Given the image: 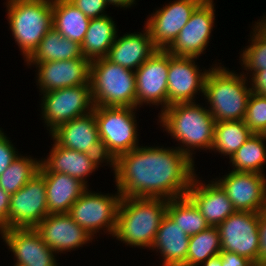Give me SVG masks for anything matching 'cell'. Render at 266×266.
Wrapping results in <instances>:
<instances>
[{
    "mask_svg": "<svg viewBox=\"0 0 266 266\" xmlns=\"http://www.w3.org/2000/svg\"><path fill=\"white\" fill-rule=\"evenodd\" d=\"M138 146L110 165L122 197H184L196 174L195 163L176 147Z\"/></svg>",
    "mask_w": 266,
    "mask_h": 266,
    "instance_id": "cell-1",
    "label": "cell"
},
{
    "mask_svg": "<svg viewBox=\"0 0 266 266\" xmlns=\"http://www.w3.org/2000/svg\"><path fill=\"white\" fill-rule=\"evenodd\" d=\"M198 102L175 103L158 114V123L162 126L192 162L197 150L212 149L214 142L215 119L207 106ZM196 150V151H194Z\"/></svg>",
    "mask_w": 266,
    "mask_h": 266,
    "instance_id": "cell-2",
    "label": "cell"
},
{
    "mask_svg": "<svg viewBox=\"0 0 266 266\" xmlns=\"http://www.w3.org/2000/svg\"><path fill=\"white\" fill-rule=\"evenodd\" d=\"M164 198L122 197L113 239L133 248H151L166 215Z\"/></svg>",
    "mask_w": 266,
    "mask_h": 266,
    "instance_id": "cell-3",
    "label": "cell"
},
{
    "mask_svg": "<svg viewBox=\"0 0 266 266\" xmlns=\"http://www.w3.org/2000/svg\"><path fill=\"white\" fill-rule=\"evenodd\" d=\"M249 84L242 72L229 70L222 64L210 69L205 79L203 96L215 123L244 120L252 93Z\"/></svg>",
    "mask_w": 266,
    "mask_h": 266,
    "instance_id": "cell-4",
    "label": "cell"
},
{
    "mask_svg": "<svg viewBox=\"0 0 266 266\" xmlns=\"http://www.w3.org/2000/svg\"><path fill=\"white\" fill-rule=\"evenodd\" d=\"M9 30L24 61L53 27V0H6Z\"/></svg>",
    "mask_w": 266,
    "mask_h": 266,
    "instance_id": "cell-5",
    "label": "cell"
},
{
    "mask_svg": "<svg viewBox=\"0 0 266 266\" xmlns=\"http://www.w3.org/2000/svg\"><path fill=\"white\" fill-rule=\"evenodd\" d=\"M90 87L94 106L136 108L135 71L109 61H91Z\"/></svg>",
    "mask_w": 266,
    "mask_h": 266,
    "instance_id": "cell-6",
    "label": "cell"
},
{
    "mask_svg": "<svg viewBox=\"0 0 266 266\" xmlns=\"http://www.w3.org/2000/svg\"><path fill=\"white\" fill-rule=\"evenodd\" d=\"M137 109L94 106L101 147L110 163L118 156L140 146L135 114Z\"/></svg>",
    "mask_w": 266,
    "mask_h": 266,
    "instance_id": "cell-7",
    "label": "cell"
},
{
    "mask_svg": "<svg viewBox=\"0 0 266 266\" xmlns=\"http://www.w3.org/2000/svg\"><path fill=\"white\" fill-rule=\"evenodd\" d=\"M89 189L76 200L68 214L93 238L98 235L97 233H102L101 230L113 237L122 194L118 190L113 195Z\"/></svg>",
    "mask_w": 266,
    "mask_h": 266,
    "instance_id": "cell-8",
    "label": "cell"
},
{
    "mask_svg": "<svg viewBox=\"0 0 266 266\" xmlns=\"http://www.w3.org/2000/svg\"><path fill=\"white\" fill-rule=\"evenodd\" d=\"M41 120L49 134L58 126L74 118L84 116L94 109L90 85H78L42 92Z\"/></svg>",
    "mask_w": 266,
    "mask_h": 266,
    "instance_id": "cell-9",
    "label": "cell"
},
{
    "mask_svg": "<svg viewBox=\"0 0 266 266\" xmlns=\"http://www.w3.org/2000/svg\"><path fill=\"white\" fill-rule=\"evenodd\" d=\"M221 250L239 254L258 266L259 213L235 211L218 226Z\"/></svg>",
    "mask_w": 266,
    "mask_h": 266,
    "instance_id": "cell-10",
    "label": "cell"
},
{
    "mask_svg": "<svg viewBox=\"0 0 266 266\" xmlns=\"http://www.w3.org/2000/svg\"><path fill=\"white\" fill-rule=\"evenodd\" d=\"M169 53L156 51L136 71V108L142 105L161 106L160 112L168 107Z\"/></svg>",
    "mask_w": 266,
    "mask_h": 266,
    "instance_id": "cell-11",
    "label": "cell"
},
{
    "mask_svg": "<svg viewBox=\"0 0 266 266\" xmlns=\"http://www.w3.org/2000/svg\"><path fill=\"white\" fill-rule=\"evenodd\" d=\"M213 0H204L192 13L166 51L174 56L196 57L205 54L215 25Z\"/></svg>",
    "mask_w": 266,
    "mask_h": 266,
    "instance_id": "cell-12",
    "label": "cell"
},
{
    "mask_svg": "<svg viewBox=\"0 0 266 266\" xmlns=\"http://www.w3.org/2000/svg\"><path fill=\"white\" fill-rule=\"evenodd\" d=\"M48 214L45 180L37 173L10 195L8 229L35 228Z\"/></svg>",
    "mask_w": 266,
    "mask_h": 266,
    "instance_id": "cell-13",
    "label": "cell"
},
{
    "mask_svg": "<svg viewBox=\"0 0 266 266\" xmlns=\"http://www.w3.org/2000/svg\"><path fill=\"white\" fill-rule=\"evenodd\" d=\"M198 58L174 56L169 54L168 69V106L175 103L195 102L196 95H204V85L207 73L213 66L222 64H212L210 68L199 69L196 65ZM199 91V92H198ZM199 93V94H198Z\"/></svg>",
    "mask_w": 266,
    "mask_h": 266,
    "instance_id": "cell-14",
    "label": "cell"
},
{
    "mask_svg": "<svg viewBox=\"0 0 266 266\" xmlns=\"http://www.w3.org/2000/svg\"><path fill=\"white\" fill-rule=\"evenodd\" d=\"M204 0H173L164 7L153 10L144 21L158 50H166L182 28L187 24L192 13Z\"/></svg>",
    "mask_w": 266,
    "mask_h": 266,
    "instance_id": "cell-15",
    "label": "cell"
},
{
    "mask_svg": "<svg viewBox=\"0 0 266 266\" xmlns=\"http://www.w3.org/2000/svg\"><path fill=\"white\" fill-rule=\"evenodd\" d=\"M215 180L226 191L236 211L266 210V175L231 170Z\"/></svg>",
    "mask_w": 266,
    "mask_h": 266,
    "instance_id": "cell-16",
    "label": "cell"
},
{
    "mask_svg": "<svg viewBox=\"0 0 266 266\" xmlns=\"http://www.w3.org/2000/svg\"><path fill=\"white\" fill-rule=\"evenodd\" d=\"M25 64L35 65L38 70L35 79L40 93L90 85L91 60L88 58Z\"/></svg>",
    "mask_w": 266,
    "mask_h": 266,
    "instance_id": "cell-17",
    "label": "cell"
},
{
    "mask_svg": "<svg viewBox=\"0 0 266 266\" xmlns=\"http://www.w3.org/2000/svg\"><path fill=\"white\" fill-rule=\"evenodd\" d=\"M0 235L13 253L14 265L59 266L57 254L44 243L34 228L6 229Z\"/></svg>",
    "mask_w": 266,
    "mask_h": 266,
    "instance_id": "cell-18",
    "label": "cell"
},
{
    "mask_svg": "<svg viewBox=\"0 0 266 266\" xmlns=\"http://www.w3.org/2000/svg\"><path fill=\"white\" fill-rule=\"evenodd\" d=\"M34 229L44 243L60 255L83 247L95 239L68 213L48 214Z\"/></svg>",
    "mask_w": 266,
    "mask_h": 266,
    "instance_id": "cell-19",
    "label": "cell"
},
{
    "mask_svg": "<svg viewBox=\"0 0 266 266\" xmlns=\"http://www.w3.org/2000/svg\"><path fill=\"white\" fill-rule=\"evenodd\" d=\"M49 136L59 146L98 156L108 166L101 147L94 111L61 124Z\"/></svg>",
    "mask_w": 266,
    "mask_h": 266,
    "instance_id": "cell-20",
    "label": "cell"
},
{
    "mask_svg": "<svg viewBox=\"0 0 266 266\" xmlns=\"http://www.w3.org/2000/svg\"><path fill=\"white\" fill-rule=\"evenodd\" d=\"M200 179L198 174L194 175L186 196L195 204L207 223L217 227L236 210L226 191L215 179L207 180L206 183Z\"/></svg>",
    "mask_w": 266,
    "mask_h": 266,
    "instance_id": "cell-21",
    "label": "cell"
},
{
    "mask_svg": "<svg viewBox=\"0 0 266 266\" xmlns=\"http://www.w3.org/2000/svg\"><path fill=\"white\" fill-rule=\"evenodd\" d=\"M46 158H41L39 172H59L78 179L89 188L87 177L98 170L104 162L96 155L82 153L59 146L53 140Z\"/></svg>",
    "mask_w": 266,
    "mask_h": 266,
    "instance_id": "cell-22",
    "label": "cell"
},
{
    "mask_svg": "<svg viewBox=\"0 0 266 266\" xmlns=\"http://www.w3.org/2000/svg\"><path fill=\"white\" fill-rule=\"evenodd\" d=\"M158 49L153 45L149 30L116 36L106 58L122 67L136 71Z\"/></svg>",
    "mask_w": 266,
    "mask_h": 266,
    "instance_id": "cell-23",
    "label": "cell"
},
{
    "mask_svg": "<svg viewBox=\"0 0 266 266\" xmlns=\"http://www.w3.org/2000/svg\"><path fill=\"white\" fill-rule=\"evenodd\" d=\"M189 239L190 236L166 214L150 249L161 254L162 266H183L187 260Z\"/></svg>",
    "mask_w": 266,
    "mask_h": 266,
    "instance_id": "cell-24",
    "label": "cell"
},
{
    "mask_svg": "<svg viewBox=\"0 0 266 266\" xmlns=\"http://www.w3.org/2000/svg\"><path fill=\"white\" fill-rule=\"evenodd\" d=\"M45 180L49 214L68 213L88 187L76 178L59 172H38Z\"/></svg>",
    "mask_w": 266,
    "mask_h": 266,
    "instance_id": "cell-25",
    "label": "cell"
},
{
    "mask_svg": "<svg viewBox=\"0 0 266 266\" xmlns=\"http://www.w3.org/2000/svg\"><path fill=\"white\" fill-rule=\"evenodd\" d=\"M53 28L63 37L78 44H82L90 18L82 13L69 0H53L52 4Z\"/></svg>",
    "mask_w": 266,
    "mask_h": 266,
    "instance_id": "cell-26",
    "label": "cell"
},
{
    "mask_svg": "<svg viewBox=\"0 0 266 266\" xmlns=\"http://www.w3.org/2000/svg\"><path fill=\"white\" fill-rule=\"evenodd\" d=\"M116 23L109 15L90 19V24L81 44L83 57L91 61L108 55L118 34Z\"/></svg>",
    "mask_w": 266,
    "mask_h": 266,
    "instance_id": "cell-27",
    "label": "cell"
},
{
    "mask_svg": "<svg viewBox=\"0 0 266 266\" xmlns=\"http://www.w3.org/2000/svg\"><path fill=\"white\" fill-rule=\"evenodd\" d=\"M79 58H85L81 52V45L63 37L52 27L25 63H42Z\"/></svg>",
    "mask_w": 266,
    "mask_h": 266,
    "instance_id": "cell-28",
    "label": "cell"
},
{
    "mask_svg": "<svg viewBox=\"0 0 266 266\" xmlns=\"http://www.w3.org/2000/svg\"><path fill=\"white\" fill-rule=\"evenodd\" d=\"M253 132L244 120L221 121L214 126V142L211 151L221 156L233 154L251 137Z\"/></svg>",
    "mask_w": 266,
    "mask_h": 266,
    "instance_id": "cell-29",
    "label": "cell"
},
{
    "mask_svg": "<svg viewBox=\"0 0 266 266\" xmlns=\"http://www.w3.org/2000/svg\"><path fill=\"white\" fill-rule=\"evenodd\" d=\"M266 138L253 133L251 137L233 154L229 163L232 171L264 173L266 165Z\"/></svg>",
    "mask_w": 266,
    "mask_h": 266,
    "instance_id": "cell-30",
    "label": "cell"
},
{
    "mask_svg": "<svg viewBox=\"0 0 266 266\" xmlns=\"http://www.w3.org/2000/svg\"><path fill=\"white\" fill-rule=\"evenodd\" d=\"M166 214L189 236L210 226L187 196L168 200Z\"/></svg>",
    "mask_w": 266,
    "mask_h": 266,
    "instance_id": "cell-31",
    "label": "cell"
},
{
    "mask_svg": "<svg viewBox=\"0 0 266 266\" xmlns=\"http://www.w3.org/2000/svg\"><path fill=\"white\" fill-rule=\"evenodd\" d=\"M41 159L19 154L0 176V187L9 195L16 193L38 172Z\"/></svg>",
    "mask_w": 266,
    "mask_h": 266,
    "instance_id": "cell-32",
    "label": "cell"
},
{
    "mask_svg": "<svg viewBox=\"0 0 266 266\" xmlns=\"http://www.w3.org/2000/svg\"><path fill=\"white\" fill-rule=\"evenodd\" d=\"M221 252V238L216 226L190 236L187 260L183 266H200Z\"/></svg>",
    "mask_w": 266,
    "mask_h": 266,
    "instance_id": "cell-33",
    "label": "cell"
},
{
    "mask_svg": "<svg viewBox=\"0 0 266 266\" xmlns=\"http://www.w3.org/2000/svg\"><path fill=\"white\" fill-rule=\"evenodd\" d=\"M250 33L249 45L240 51L239 60L241 68H244L246 77H249L253 72L266 70V38L263 37L253 26ZM252 34V35H251ZM251 41V42H250Z\"/></svg>",
    "mask_w": 266,
    "mask_h": 266,
    "instance_id": "cell-34",
    "label": "cell"
},
{
    "mask_svg": "<svg viewBox=\"0 0 266 266\" xmlns=\"http://www.w3.org/2000/svg\"><path fill=\"white\" fill-rule=\"evenodd\" d=\"M245 124L255 134L266 129V97L252 92L249 96L244 118Z\"/></svg>",
    "mask_w": 266,
    "mask_h": 266,
    "instance_id": "cell-35",
    "label": "cell"
},
{
    "mask_svg": "<svg viewBox=\"0 0 266 266\" xmlns=\"http://www.w3.org/2000/svg\"><path fill=\"white\" fill-rule=\"evenodd\" d=\"M0 128V176L20 154L9 137Z\"/></svg>",
    "mask_w": 266,
    "mask_h": 266,
    "instance_id": "cell-36",
    "label": "cell"
},
{
    "mask_svg": "<svg viewBox=\"0 0 266 266\" xmlns=\"http://www.w3.org/2000/svg\"><path fill=\"white\" fill-rule=\"evenodd\" d=\"M88 18L106 16L105 9L109 6L106 0H69Z\"/></svg>",
    "mask_w": 266,
    "mask_h": 266,
    "instance_id": "cell-37",
    "label": "cell"
},
{
    "mask_svg": "<svg viewBox=\"0 0 266 266\" xmlns=\"http://www.w3.org/2000/svg\"><path fill=\"white\" fill-rule=\"evenodd\" d=\"M259 237L258 266H266V210L259 213Z\"/></svg>",
    "mask_w": 266,
    "mask_h": 266,
    "instance_id": "cell-38",
    "label": "cell"
},
{
    "mask_svg": "<svg viewBox=\"0 0 266 266\" xmlns=\"http://www.w3.org/2000/svg\"><path fill=\"white\" fill-rule=\"evenodd\" d=\"M220 258L222 259V265L227 266H256L251 260L246 257L240 256L237 253L223 251L219 253Z\"/></svg>",
    "mask_w": 266,
    "mask_h": 266,
    "instance_id": "cell-39",
    "label": "cell"
},
{
    "mask_svg": "<svg viewBox=\"0 0 266 266\" xmlns=\"http://www.w3.org/2000/svg\"><path fill=\"white\" fill-rule=\"evenodd\" d=\"M248 79L252 92L266 97V70L253 72Z\"/></svg>",
    "mask_w": 266,
    "mask_h": 266,
    "instance_id": "cell-40",
    "label": "cell"
},
{
    "mask_svg": "<svg viewBox=\"0 0 266 266\" xmlns=\"http://www.w3.org/2000/svg\"><path fill=\"white\" fill-rule=\"evenodd\" d=\"M10 195L0 187V233L8 229Z\"/></svg>",
    "mask_w": 266,
    "mask_h": 266,
    "instance_id": "cell-41",
    "label": "cell"
},
{
    "mask_svg": "<svg viewBox=\"0 0 266 266\" xmlns=\"http://www.w3.org/2000/svg\"><path fill=\"white\" fill-rule=\"evenodd\" d=\"M107 4L113 5V7H120V8H130L132 6H134V4L136 5L135 2H137L136 0H106Z\"/></svg>",
    "mask_w": 266,
    "mask_h": 266,
    "instance_id": "cell-42",
    "label": "cell"
},
{
    "mask_svg": "<svg viewBox=\"0 0 266 266\" xmlns=\"http://www.w3.org/2000/svg\"><path fill=\"white\" fill-rule=\"evenodd\" d=\"M264 17V18H263ZM255 22L253 27L263 36L266 38V15Z\"/></svg>",
    "mask_w": 266,
    "mask_h": 266,
    "instance_id": "cell-43",
    "label": "cell"
},
{
    "mask_svg": "<svg viewBox=\"0 0 266 266\" xmlns=\"http://www.w3.org/2000/svg\"><path fill=\"white\" fill-rule=\"evenodd\" d=\"M200 266H227L222 265V259L219 255L209 258L207 261L202 263Z\"/></svg>",
    "mask_w": 266,
    "mask_h": 266,
    "instance_id": "cell-44",
    "label": "cell"
},
{
    "mask_svg": "<svg viewBox=\"0 0 266 266\" xmlns=\"http://www.w3.org/2000/svg\"><path fill=\"white\" fill-rule=\"evenodd\" d=\"M262 135L266 138V129H265V131L262 133Z\"/></svg>",
    "mask_w": 266,
    "mask_h": 266,
    "instance_id": "cell-45",
    "label": "cell"
}]
</instances>
